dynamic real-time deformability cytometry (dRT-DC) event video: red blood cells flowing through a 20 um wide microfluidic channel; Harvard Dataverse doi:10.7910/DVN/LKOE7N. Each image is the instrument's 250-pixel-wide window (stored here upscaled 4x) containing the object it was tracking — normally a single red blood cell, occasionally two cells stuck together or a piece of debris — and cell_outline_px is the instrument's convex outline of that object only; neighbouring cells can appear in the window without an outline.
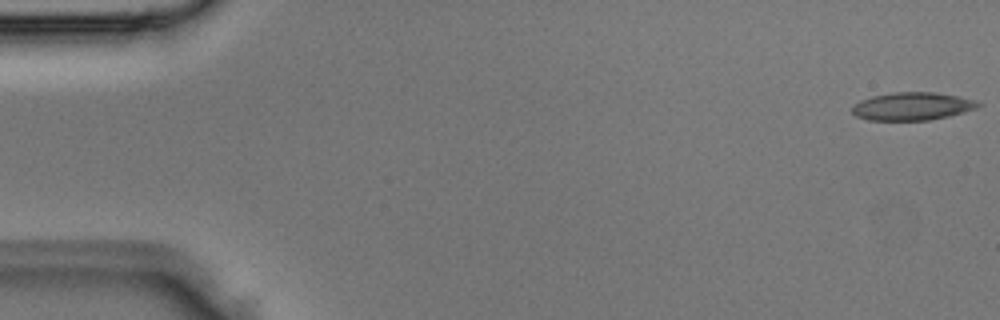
{"species": "Egyptian fruit bat (a non-hibernating species)", "species_latin": "Rousettus aegyptiacus", "temperature_condition": "room temperature", "stored_images_in_passage": 4, "camera_frame_rate_fps": 3000, "um_per_image_px": 0.085, "animal": {"sex": "male"}, "frame": {"image": 1, "passage_image": 1, "time_ms": 0.0, "image_size_px": [1000, 320], "cell_outline_px": [[984, 104], [976, 108], [964, 112], [948, 116], [928, 120], [868, 120], [856, 116], [852, 112], [852, 108], [860, 100], [872, 96], [892, 92], [936, 92], [960, 96], [976, 100]], "centroid_in_image_um": [77.58, 9.02], "position_along_channel_um": 7.4, "area_um2": 20.58}}
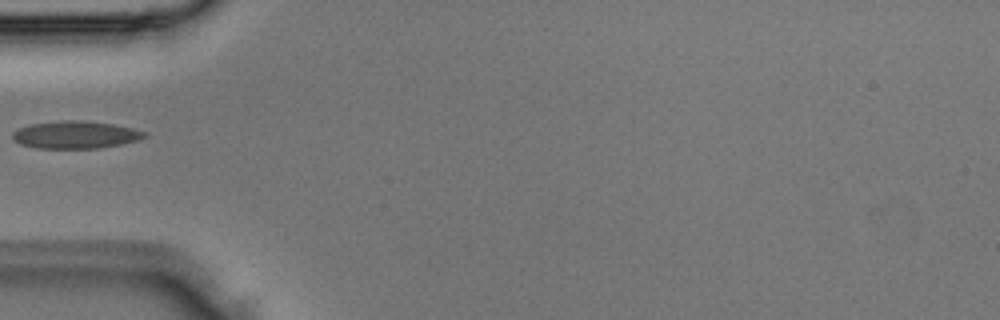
{"frame": {"image": 2, "passage_image": 4, "time_ms": 1.0, "image_size_px": [1000, 320], "cell_outline_px": [[148, 136], [140, 140], [120, 144], [96, 148], [36, 148], [20, 144], [12, 140], [12, 132], [16, 128], [28, 124], [64, 120], [80, 120], [112, 124], [132, 128], [148, 132]], "centroid_in_image_um": [6.38, 11.45], "position_along_channel_um": 78.6, "area_um2": 21.33}}